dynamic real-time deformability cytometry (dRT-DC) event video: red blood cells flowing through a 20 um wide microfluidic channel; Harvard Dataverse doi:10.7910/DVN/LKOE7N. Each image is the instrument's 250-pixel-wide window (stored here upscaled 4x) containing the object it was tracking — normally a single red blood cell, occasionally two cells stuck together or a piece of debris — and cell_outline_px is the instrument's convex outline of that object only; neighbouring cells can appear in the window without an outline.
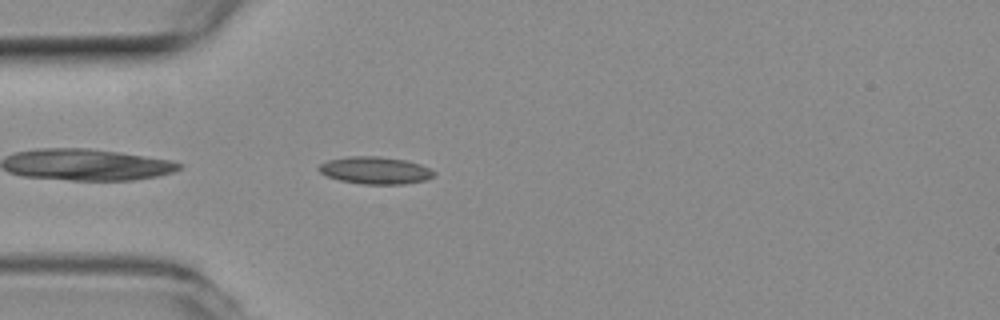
{"species": "common noctule bat (a hibernating species)", "species_latin": "Nyctalus noctula", "temperature_condition": "room temperature", "stored_images_in_passage": 17, "camera_frame_rate_fps": 3000, "um_per_image_px": 0.085, "animal": {"sex": "female", "body_mass_g": 19.3, "forearm_length_mm": 54.1}, "frame": {"image": 1, "passage_image": 2, "time_ms": 0.333, "image_size_px": [1000, 320], "cell_outline_px": [[436, 172], [432, 176], [424, 180], [404, 184], [360, 184], [340, 180], [328, 176], [320, 172], [316, 168], [320, 164], [328, 160], [348, 156], [380, 156], [408, 160], [420, 164]], "centroid_in_image_um": [31.88, 14.47], "position_along_channel_um": 53.1, "area_um2": 18.32}}
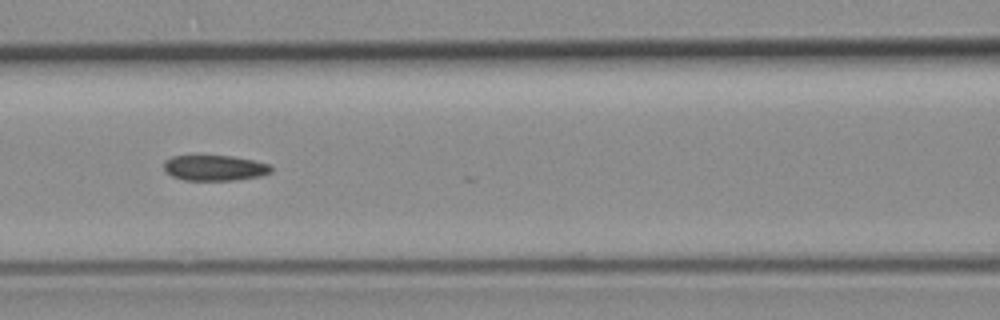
{"frame": {"image": 2, "passage_image": 10, "time_ms": 3.0, "image_size_px": [1000, 320], "cell_outline_px": [[272, 172], [260, 176], [232, 180], [184, 180], [172, 176], [164, 168], [164, 160], [172, 156], [232, 156], [252, 160], [268, 164], [272, 168]], "centroid_in_image_um": [18.24, 14.27], "position_along_channel_um": 148.4, "area_um2": 15.78}}
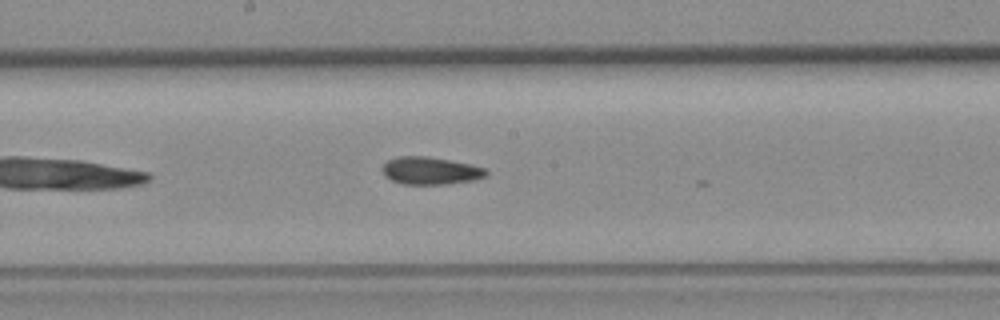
{"frame": {"image": 3, "passage_image": 15, "time_ms": 4.667, "image_size_px": [1000, 320], "cell_outline_px": [[488, 176], [476, 180], [448, 184], [404, 184], [392, 180], [384, 176], [384, 164], [388, 160], [400, 156], [424, 156], [472, 164], [488, 168]], "centroid_in_image_um": [36.67, 14.52], "position_along_channel_um": 211.5, "area_um2": 16.7}}